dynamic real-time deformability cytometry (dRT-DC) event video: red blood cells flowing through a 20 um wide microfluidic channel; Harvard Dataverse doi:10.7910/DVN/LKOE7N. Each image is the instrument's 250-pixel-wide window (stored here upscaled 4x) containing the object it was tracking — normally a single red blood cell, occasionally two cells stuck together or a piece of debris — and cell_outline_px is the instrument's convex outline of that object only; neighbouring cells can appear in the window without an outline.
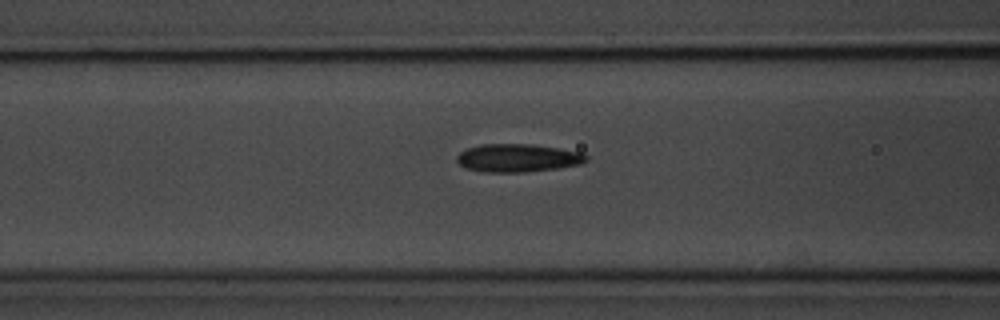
{"species": "common noctule bat (a hibernating species)", "species_latin": "Nyctalus noctula", "temperature_condition": "room temperature", "stored_images_in_passage": 37, "camera_frame_rate_fps": 3000, "um_per_image_px": 0.085, "animal": {"sex": "male", "body_mass_g": 20.1, "forearm_length_mm": 53.5}, "frame": {"image": 1, "passage_image": 13, "time_ms": 4.0, "image_size_px": [1000, 320], "cell_outline_px": [[588, 160], [580, 164], [556, 168], [524, 172], [488, 172], [468, 168], [460, 164], [456, 160], [456, 156], [460, 152], [468, 148], [480, 144], [532, 144], [560, 148], [580, 152], [588, 156]], "centroid_in_image_um": [44.02, 13.41], "position_along_channel_um": 122.6, "area_um2": 21.04}}
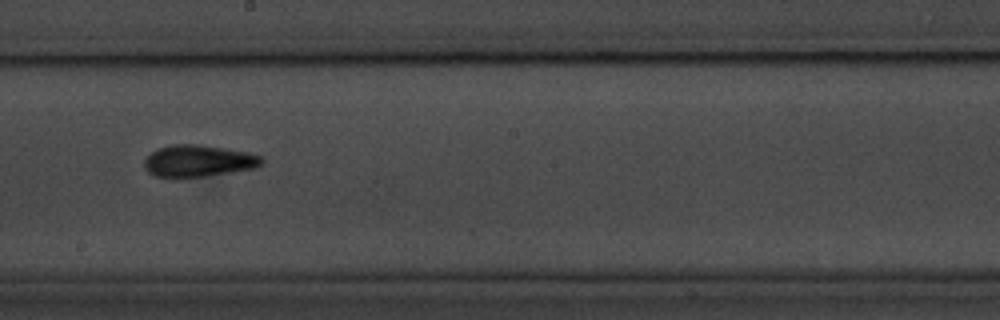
{"frame": {"image": 2, "passage_image": 22, "time_ms": 7.0, "image_size_px": [1000, 320], "cell_outline_px": [[264, 160], [256, 168], [200, 176], [156, 176], [148, 172], [144, 168], [144, 160], [156, 148], [172, 144], [200, 144], [248, 152], [260, 156]], "centroid_in_image_um": [16.84, 13.65], "position_along_channel_um": 231.4, "area_um2": 21.39}}
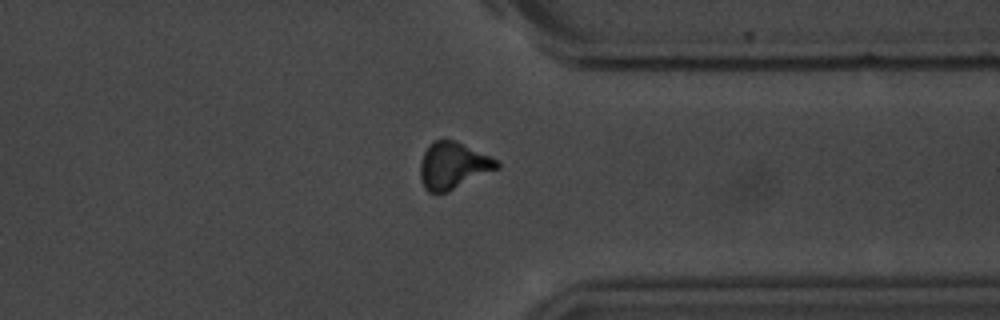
{"frame": {"image": 3, "passage_image": 34, "time_ms": 11.0, "image_size_px": [1000, 320], "cell_outline_px": [[500, 168], [448, 192], [428, 192], [424, 188], [420, 176], [420, 160], [428, 144], [432, 140], [444, 136], [488, 156], [496, 160], [500, 164]], "centroid_in_image_um": [38.46, 14.06], "position_along_channel_um": 372.9, "area_um2": 21.04}}